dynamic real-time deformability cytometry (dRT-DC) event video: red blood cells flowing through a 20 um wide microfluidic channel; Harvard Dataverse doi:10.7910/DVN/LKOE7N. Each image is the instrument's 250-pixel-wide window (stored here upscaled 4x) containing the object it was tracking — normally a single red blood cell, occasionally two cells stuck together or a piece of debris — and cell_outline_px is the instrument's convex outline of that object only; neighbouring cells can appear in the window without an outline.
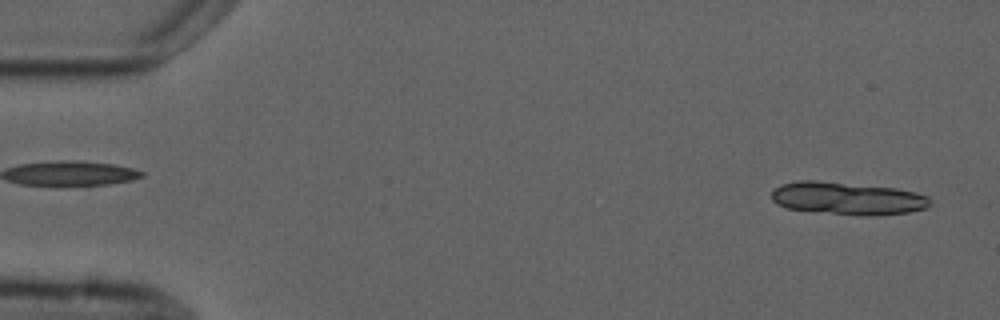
{"species": "common noctule bat (a hibernating species)", "species_latin": "Nyctalus noctula", "temperature_condition": "cold", "stored_images_in_passage": 6, "segment_of_instrument_passage": [2, 2], "camera_frame_rate_fps": 3000, "um_per_image_px": 0.085, "animal": {"sex": "male", "forearm_length_mm": 52.5}, "frame": {"image": 1, "passage_image": 6, "time_ms": 5.667, "image_size_px": [1000, 320], "cell_outline_px": [[932, 204], [924, 208], [908, 212], [872, 216], [860, 216], [788, 208], [776, 204], [772, 200], [772, 192], [780, 184], [800, 180], [816, 180], [896, 188], [916, 192], [928, 196], [932, 200]], "centroid_in_image_um": [72.06, 16.86], "position_along_channel_um": 12.9, "area_um2": 30.23}}